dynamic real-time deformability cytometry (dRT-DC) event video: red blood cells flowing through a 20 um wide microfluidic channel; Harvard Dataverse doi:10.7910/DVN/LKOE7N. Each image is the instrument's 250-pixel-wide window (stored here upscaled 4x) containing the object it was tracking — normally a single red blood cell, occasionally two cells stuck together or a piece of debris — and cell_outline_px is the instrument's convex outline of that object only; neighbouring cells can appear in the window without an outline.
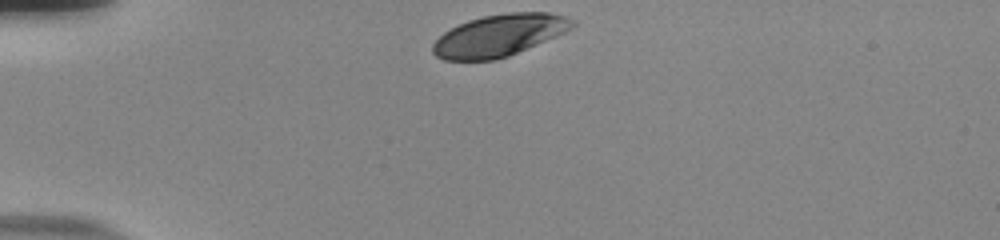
{"species": "human", "species_latin": "Homo sapiens", "temperature_condition": "room temperature", "stored_images_in_passage": 33, "camera_frame_rate_fps": 3000, "um_per_image_px": 0.085, "donor": {"sex": "male"}, "frame": {"image": 1, "passage_image": 1, "time_ms": 0.0, "image_size_px": [1000, 240], "cell_outline_px": [[576, 24], [572, 28], [564, 32], [508, 56], [496, 60], [444, 60], [436, 56], [432, 52], [432, 44], [444, 32], [468, 20], [484, 16], [508, 12], [548, 12], [564, 16], [572, 20]], "centroid_in_image_um": [42.4, 3.01], "position_along_channel_um": 42.6, "area_um2": 33.7}}
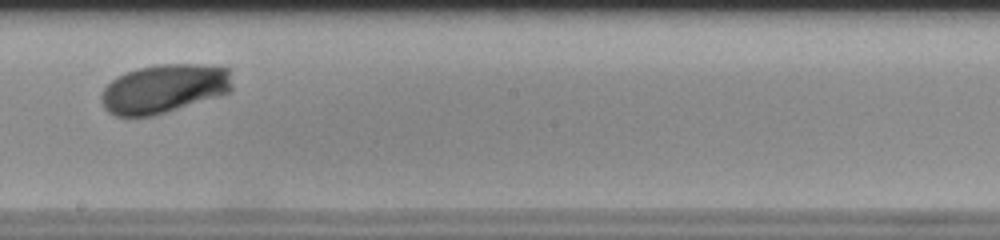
{"frame": {"image": 2, "passage_image": 20, "time_ms": 6.333, "image_size_px": [1000, 240], "cell_outline_px": [[232, 92], [152, 116], [116, 116], [108, 112], [104, 108], [100, 100], [100, 96], [104, 88], [116, 76], [140, 68], [160, 64], [200, 64], [228, 68], [232, 84]], "centroid_in_image_um": [13.94, 7.54], "position_along_channel_um": 234.3, "area_um2": 37.22}}
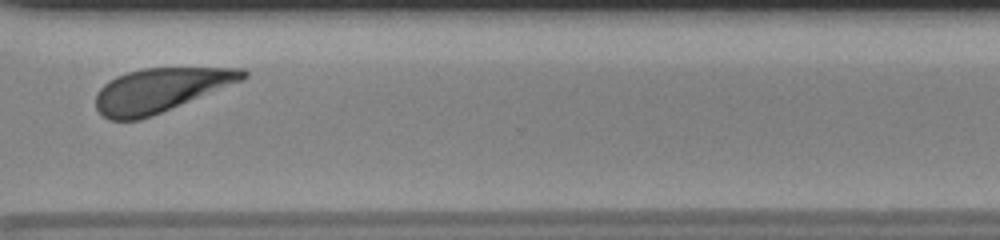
{"frame": {"image": 3, "passage_image": 30, "time_ms": 9.667, "image_size_px": [1000, 240], "cell_outline_px": [[248, 76], [244, 80], [152, 116], [140, 120], [108, 120], [96, 108], [96, 92], [108, 80], [116, 76], [128, 72], [144, 68], [244, 68], [248, 72]], "centroid_in_image_um": [13.64, 7.66], "position_along_channel_um": 357.0, "area_um2": 37.63}, "authors_computed_cell_mechanics": {"area_um2": 36.703, "velocity_mm_per_s": 3.6686, "shape_relaxation_time_tau1_ms": 3.0583, "shape_relaxation_time_tau2_ms": null, "deformation_change_tau1": 0.1542, "deformation_change_tau2": null}}